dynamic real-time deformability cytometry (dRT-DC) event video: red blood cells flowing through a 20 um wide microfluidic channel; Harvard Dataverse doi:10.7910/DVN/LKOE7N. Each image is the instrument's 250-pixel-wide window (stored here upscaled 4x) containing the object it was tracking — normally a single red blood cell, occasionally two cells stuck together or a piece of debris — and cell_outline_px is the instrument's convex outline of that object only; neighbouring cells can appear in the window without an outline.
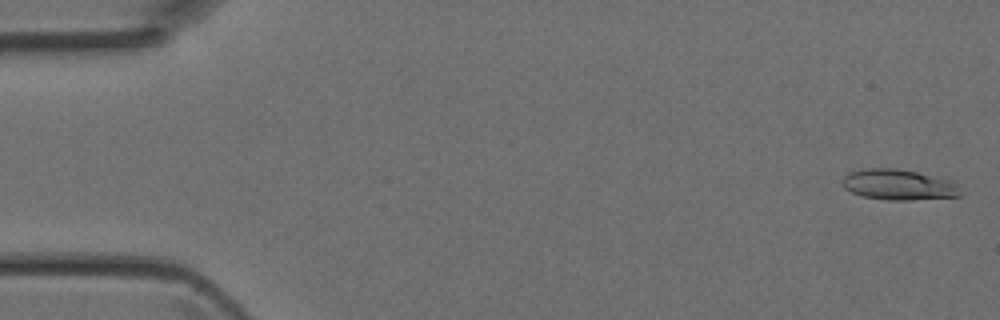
{"species": "Egyptian fruit bat (a non-hibernating species)", "species_latin": "Rousettus aegyptiacus", "temperature_condition": "room temperature", "stored_images_in_passage": 44, "camera_frame_rate_fps": 3000, "um_per_image_px": 0.085, "animal": {"sex": "female"}, "frame": {"image": 1, "passage_image": 1, "time_ms": 0.0, "image_size_px": [1000, 320], "cell_outline_px": [[960, 196], [908, 200], [888, 200], [860, 196], [844, 188], [840, 184], [840, 180], [844, 176], [852, 172], [864, 168], [896, 168], [916, 172], [952, 180], [956, 184]], "centroid_in_image_um": [76.31, 15.7], "position_along_channel_um": 8.7, "area_um2": 21.04}}
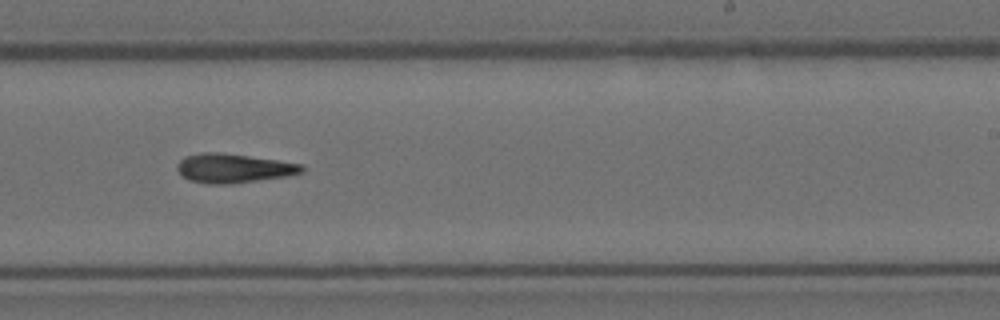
{"frame": {"image": 2, "passage_image": 27, "time_ms": 8.667, "image_size_px": [1000, 320], "cell_outline_px": [[304, 172], [288, 176], [232, 184], [208, 184], [188, 180], [176, 168], [176, 164], [184, 156], [204, 152], [220, 152], [304, 164]], "centroid_in_image_um": [19.85, 14.3], "position_along_channel_um": 269.1, "area_um2": 21.27}}
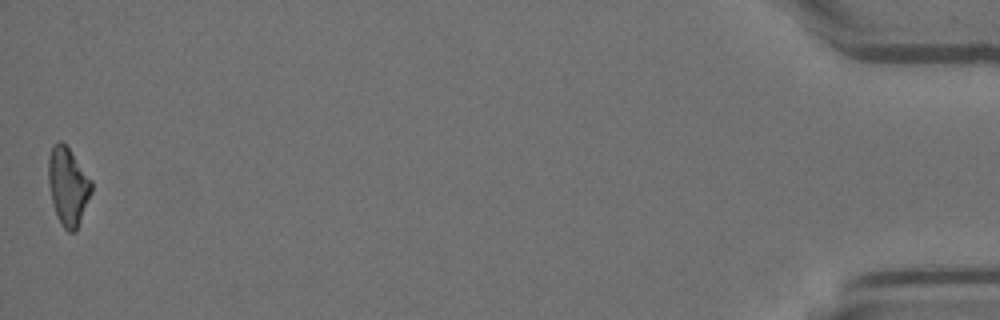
{"frame": {"image": 3, "passage_image": 44, "time_ms": 14.333, "image_size_px": [1000, 320], "cell_outline_px": [[92, 192], [76, 228], [72, 232], [68, 232], [64, 228], [56, 216], [48, 184], [48, 160], [52, 144], [60, 140], [68, 148], [92, 180]], "centroid_in_image_um": [5.76, 15.8], "position_along_channel_um": 429.4, "area_um2": 19.31}}